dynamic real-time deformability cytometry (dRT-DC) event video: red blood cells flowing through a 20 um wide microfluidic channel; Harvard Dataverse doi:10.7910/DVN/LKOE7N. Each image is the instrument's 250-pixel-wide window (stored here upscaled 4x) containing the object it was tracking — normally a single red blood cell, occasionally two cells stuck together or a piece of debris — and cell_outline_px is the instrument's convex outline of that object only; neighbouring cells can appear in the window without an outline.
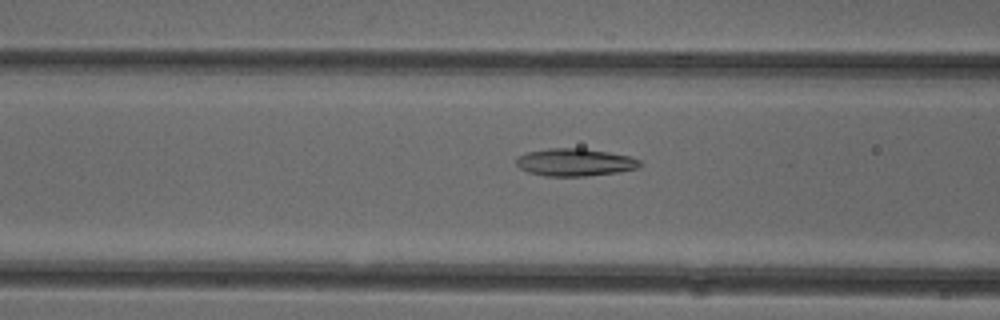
{"species": "common noctule bat (a hibernating species)", "species_latin": "Nyctalus noctula", "temperature_condition": "cold", "stored_images_in_passage": 52, "camera_frame_rate_fps": 3000, "um_per_image_px": 0.085, "animal": {"sex": "female"}, "frame": {"image": 1, "passage_image": 21, "time_ms": 6.667, "image_size_px": [1000, 320], "cell_outline_px": [[644, 164], [640, 168], [620, 172], [584, 176], [544, 176], [528, 172], [520, 168], [516, 164], [516, 156], [528, 152], [548, 148], [584, 148], [608, 152], [628, 156], [640, 160]], "centroid_in_image_um": [48.88, 13.79], "position_along_channel_um": 117.7, "area_um2": 20.06}}
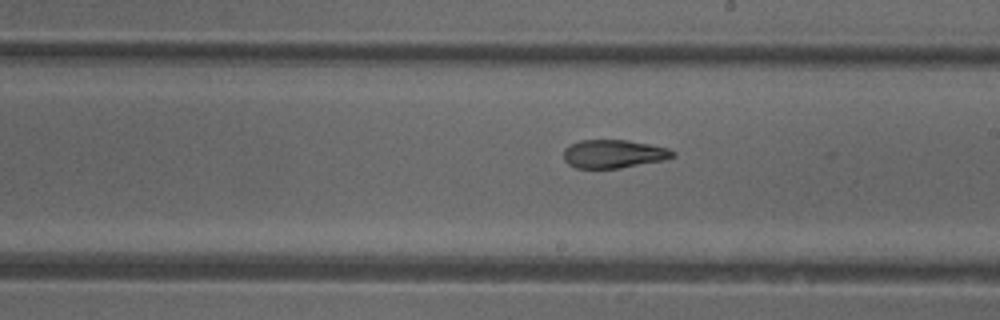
{"frame": {"image": 2, "passage_image": 30, "time_ms": 9.667, "image_size_px": [1000, 320], "cell_outline_px": [[676, 156], [664, 160], [620, 168], [576, 168], [568, 164], [564, 160], [564, 148], [568, 144], [580, 140], [628, 140], [668, 148], [676, 152]], "centroid_in_image_um": [52.15, 13.08], "position_along_channel_um": 236.9, "area_um2": 18.15}}
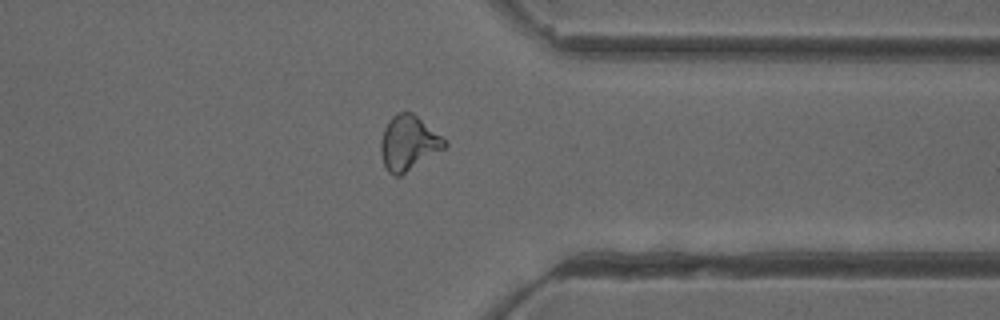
{"frame": {"image": 3, "passage_image": 41, "time_ms": 13.333, "image_size_px": [1000, 320], "cell_outline_px": [[448, 144], [444, 148], [400, 176], [392, 176], [388, 172], [384, 164], [380, 152], [380, 140], [384, 128], [388, 120], [396, 112], [412, 112], [448, 140]], "centroid_in_image_um": [34.71, 12.14], "position_along_channel_um": 376.7, "area_um2": 20.46}, "authors_computed_cell_mechanics": {"area_um2": 19.9699, "velocity_mm_per_s": 3.9618, "shape_relaxation_time_tau1_ms": 8.1043, "shape_relaxation_time_tau2_ms": 2.6223, "deformation_change_tau1": 0.2281, "deformation_change_tau2": 0.1033}}